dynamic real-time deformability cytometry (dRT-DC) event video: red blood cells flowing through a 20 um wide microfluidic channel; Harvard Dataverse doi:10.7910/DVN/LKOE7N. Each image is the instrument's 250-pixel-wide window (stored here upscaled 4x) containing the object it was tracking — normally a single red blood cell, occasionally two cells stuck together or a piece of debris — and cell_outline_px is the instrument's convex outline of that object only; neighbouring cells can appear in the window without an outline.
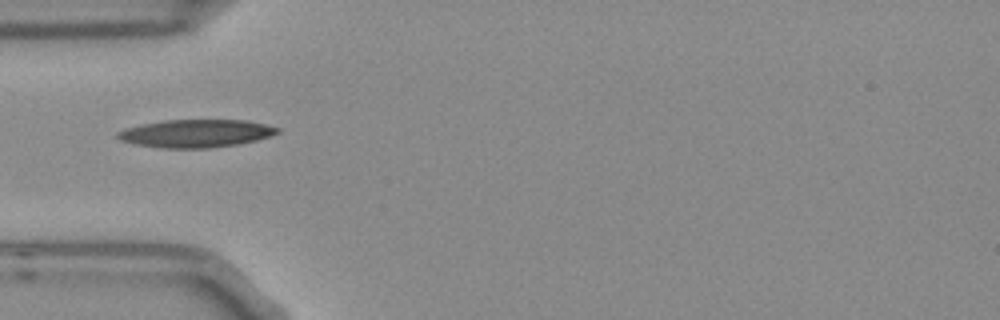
{"species": "Egyptian fruit bat (a non-hibernating species)", "species_latin": "Rousettus aegyptiacus", "temperature_condition": "room temperature", "stored_images_in_passage": 38, "camera_frame_rate_fps": 3000, "um_per_image_px": 0.085, "frame": {"image": 1, "passage_image": 1, "time_ms": 0.0, "image_size_px": [1000, 320], "cell_outline_px": [[280, 132], [256, 140], [240, 144], [208, 148], [160, 148], [132, 144], [120, 140], [116, 136], [116, 132], [124, 128], [140, 124], [164, 120], [248, 120], [280, 128]], "centroid_in_image_um": [16.6, 11.34], "position_along_channel_um": 68.4, "area_um2": 26.18}}
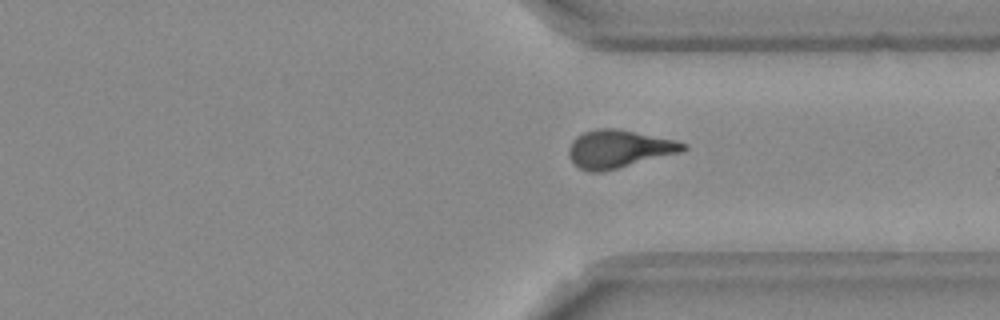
{"frame": {"image": 2, "passage_image": 24, "time_ms": 7.667, "image_size_px": [1000, 320], "cell_outline_px": [[688, 148], [684, 152], [600, 172], [588, 172], [580, 168], [568, 156], [568, 148], [572, 140], [576, 136], [584, 132], [596, 128], [616, 128], [676, 140], [688, 144]], "centroid_in_image_um": [52.62, 12.65], "position_along_channel_um": 358.8, "area_um2": 25.37}}
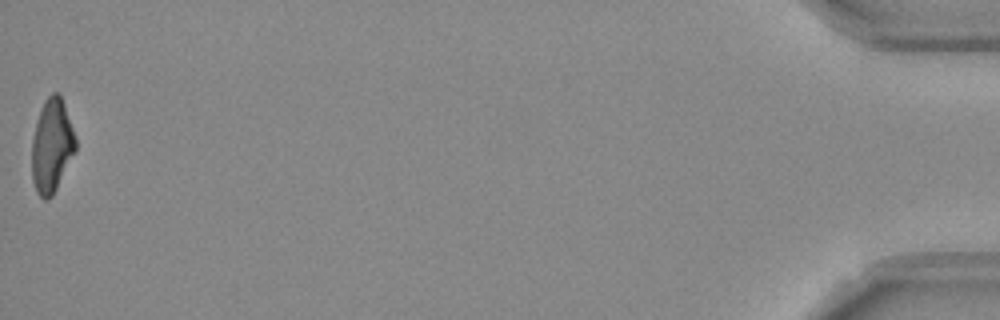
{"frame": {"image": 3, "passage_image": 38, "time_ms": 12.333, "image_size_px": [1000, 320], "cell_outline_px": [[76, 152], [52, 196], [48, 200], [44, 200], [36, 192], [32, 180], [32, 140], [36, 120], [40, 108], [44, 100], [52, 92], [60, 92], [76, 136]], "centroid_in_image_um": [4.41, 12.37], "position_along_channel_um": 430.8, "area_um2": 24.28}, "authors_computed_cell_mechanics": {"area_um2": 24.5939, "velocity_mm_per_s": 3.7731, "shape_relaxation_time_tau1_ms": 9.3629, "shape_relaxation_time_tau2_ms": 2.6114, "deformation_change_tau1": 0.263, "deformation_change_tau2": 0.1078}}